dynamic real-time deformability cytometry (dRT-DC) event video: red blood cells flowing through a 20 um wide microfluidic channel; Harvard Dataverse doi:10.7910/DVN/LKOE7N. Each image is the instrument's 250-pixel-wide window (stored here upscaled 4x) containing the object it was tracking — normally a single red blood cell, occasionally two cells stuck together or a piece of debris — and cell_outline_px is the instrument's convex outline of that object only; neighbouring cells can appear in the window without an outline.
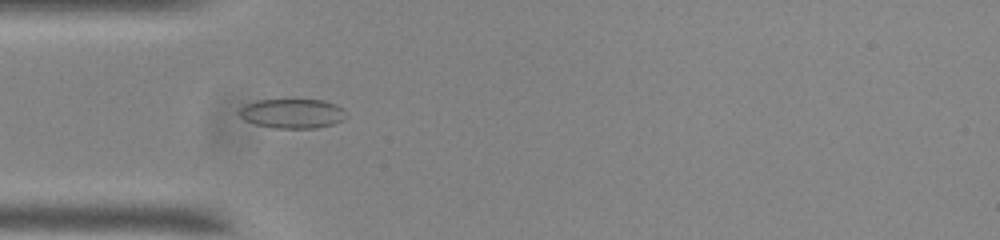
{"species": "common noctule bat (a hibernating species)", "species_latin": "Nyctalus noctula", "temperature_condition": "room temperature", "stored_images_in_passage": 46, "camera_frame_rate_fps": 3000, "um_per_image_px": 0.085, "animal": {"sex": "male", "body_mass_g": 20.0, "forearm_length_mm": 53.3}, "frame": {"image": 1, "passage_image": 11, "time_ms": 3.333, "image_size_px": [1000, 240], "cell_outline_px": [[348, 116], [332, 124], [316, 128], [276, 128], [256, 124], [244, 120], [236, 112], [244, 104], [256, 100], [324, 100], [336, 104], [344, 108]], "centroid_in_image_um": [24.83, 9.64], "position_along_channel_um": 60.2, "area_um2": 18.5}}
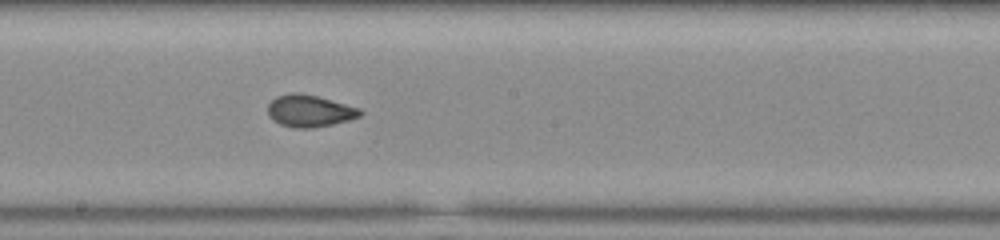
{"frame": {"image": 2, "passage_image": 24, "time_ms": 7.667, "image_size_px": [1000, 240], "cell_outline_px": [[364, 112], [360, 116], [348, 120], [332, 124], [312, 128], [296, 128], [280, 124], [272, 120], [268, 116], [268, 104], [276, 96], [292, 92], [300, 92], [316, 96], [360, 108]], "centroid_in_image_um": [26.29, 9.42], "position_along_channel_um": 221.9, "area_um2": 17.22}}
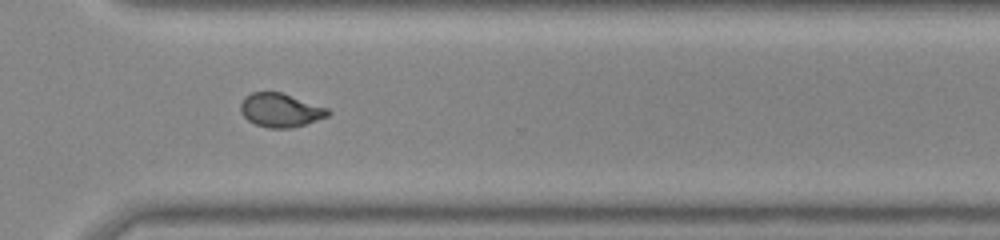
{"frame": {"image": 3, "passage_image": 34, "time_ms": 11.0, "image_size_px": [1000, 240], "cell_outline_px": [[332, 112], [328, 116], [304, 124], [288, 128], [268, 128], [256, 124], [248, 120], [240, 112], [240, 104], [244, 96], [252, 92], [280, 92], [328, 108]], "centroid_in_image_um": [23.81, 9.36], "position_along_channel_um": 346.8, "area_um2": 17.05}, "authors_computed_cell_mechanics": {"area_um2": 17.1955, "velocity_mm_per_s": 3.7436, "shape_relaxation_time_tau1_ms": 8.5296, "shape_relaxation_time_tau2_ms": 1.1551, "deformation_change_tau1": 0.1688, "deformation_change_tau2": 0.053}}